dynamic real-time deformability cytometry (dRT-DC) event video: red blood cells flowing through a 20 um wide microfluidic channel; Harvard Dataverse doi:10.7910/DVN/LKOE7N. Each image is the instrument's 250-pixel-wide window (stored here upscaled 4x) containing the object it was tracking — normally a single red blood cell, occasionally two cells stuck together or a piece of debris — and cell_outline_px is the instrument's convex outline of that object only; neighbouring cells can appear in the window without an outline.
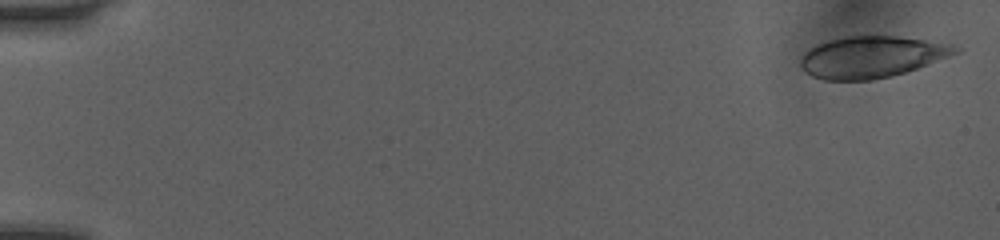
{"species": "human", "species_latin": "Homo sapiens", "temperature_condition": "room temperature", "stored_images_in_passage": 50, "camera_frame_rate_fps": 3000, "um_per_image_px": 0.085, "donor": {"sex": "female"}, "frame": {"image": 1, "passage_image": 1, "time_ms": 0.0, "image_size_px": [1000, 240], "cell_outline_px": [[960, 52], [916, 68], [892, 76], [872, 80], [824, 80], [812, 76], [804, 72], [800, 68], [800, 56], [804, 52], [820, 44], [832, 40], [848, 36], [900, 36], [952, 44], [960, 48]], "centroid_in_image_um": [74.08, 4.85], "position_along_channel_um": 10.9, "area_um2": 37.28}}
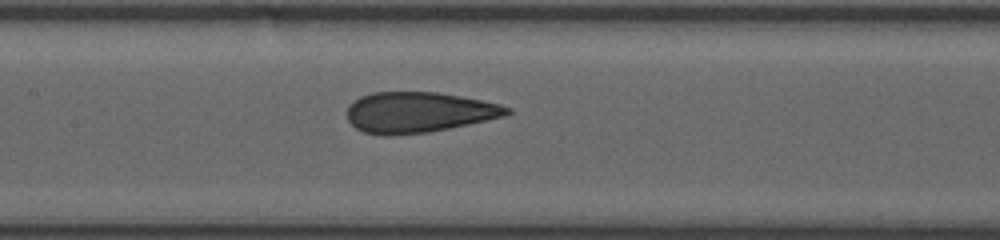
{"frame": {"image": 2, "passage_image": 25, "time_ms": 8.0, "image_size_px": [1000, 240], "cell_outline_px": [[512, 112], [504, 116], [468, 124], [428, 132], [388, 136], [384, 136], [364, 132], [356, 128], [348, 120], [348, 104], [360, 96], [372, 92], [440, 92], [500, 104], [512, 108]], "centroid_in_image_um": [35.56, 9.54], "position_along_channel_um": 171.8, "area_um2": 37.8}}
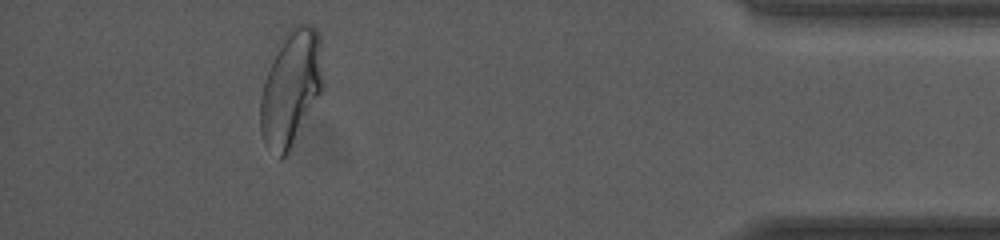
{"frame": {"image": 3, "passage_image": 46, "time_ms": 15.0, "image_size_px": [1000, 240], "cell_outline_px": [[324, 92], [288, 152], [280, 160], [264, 144], [260, 132], [260, 96], [264, 80], [284, 32], [296, 24], [308, 24], [316, 28], [320, 36], [324, 84]], "centroid_in_image_um": [24.76, 7.49], "position_along_channel_um": 410.4, "area_um2": 43.0}, "authors_computed_cell_mechanics": {"area_um2": 38.3503, "velocity_mm_per_s": 4.0764, "shape_relaxation_time_tau1_ms": 4.4843, "shape_relaxation_time_tau2_ms": 0.8738, "deformation_change_tau1": 0.1497, "deformation_change_tau2": 0.0678}}